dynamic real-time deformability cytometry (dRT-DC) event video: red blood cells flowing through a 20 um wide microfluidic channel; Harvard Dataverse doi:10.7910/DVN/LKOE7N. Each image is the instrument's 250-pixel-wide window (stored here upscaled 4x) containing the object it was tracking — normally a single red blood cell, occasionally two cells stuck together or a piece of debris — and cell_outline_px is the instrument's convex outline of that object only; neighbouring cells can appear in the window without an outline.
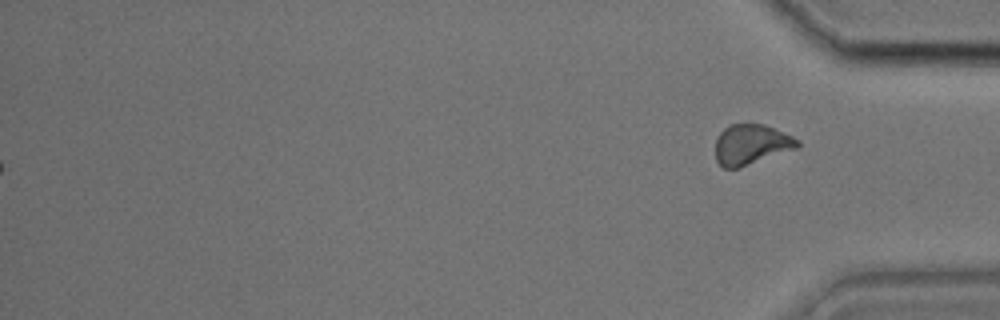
{"species": "common noctule bat (a hibernating species)", "species_latin": "Nyctalus noctula", "temperature_condition": "cold", "stored_images_in_passage": 40, "segment_of_instrument_passage": [2, 2], "camera_frame_rate_fps": 3000, "um_per_image_px": 0.085, "animal": {"sex": "male", "body_mass_g": 17.9, "forearm_length_mm": 54.2}, "frame": {"image": 1, "passage_image": 40, "time_ms": 13.0, "image_size_px": [1000, 320], "cell_outline_px": [[800, 148], [736, 168], [724, 168], [716, 160], [716, 136], [724, 128], [732, 124], [748, 120], [764, 124], [792, 136], [800, 140]], "centroid_in_image_um": [63.87, 12.23], "position_along_channel_um": 371.3, "area_um2": 19.71}}